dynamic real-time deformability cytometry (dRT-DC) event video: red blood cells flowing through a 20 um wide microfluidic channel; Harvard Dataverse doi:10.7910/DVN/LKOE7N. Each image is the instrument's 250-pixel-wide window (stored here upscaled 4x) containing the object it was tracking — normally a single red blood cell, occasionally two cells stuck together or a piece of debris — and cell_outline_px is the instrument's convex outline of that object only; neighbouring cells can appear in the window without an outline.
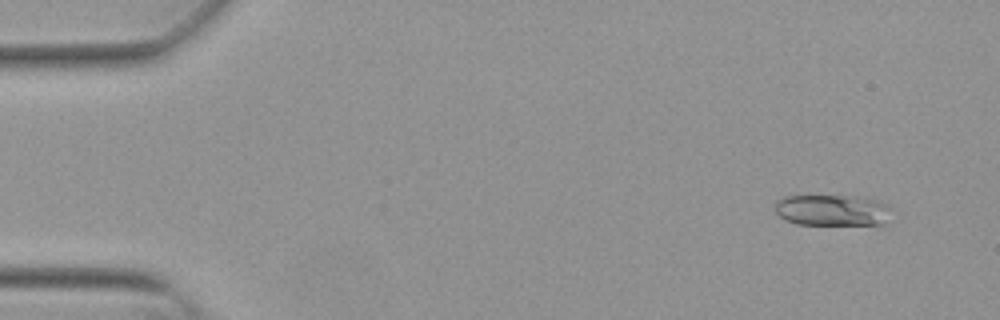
{"species": "Egyptian fruit bat (a non-hibernating species)", "species_latin": "Rousettus aegyptiacus", "temperature_condition": "warm", "stored_images_in_passage": 53, "camera_frame_rate_fps": 3000, "um_per_image_px": 0.085, "animal": {"sex": "female"}, "frame": {"image": 1, "passage_image": 4, "time_ms": 1.0, "image_size_px": [1000, 320], "cell_outline_px": [[892, 208], [884, 224], [796, 224], [784, 220], [776, 212], [776, 200], [784, 196], [864, 196], [876, 200]], "centroid_in_image_um": [70.73, 17.86], "position_along_channel_um": 14.3, "area_um2": 21.15}}
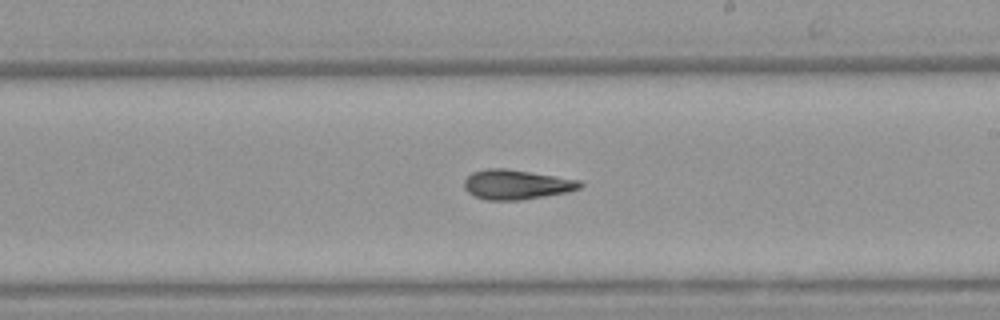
{"frame": {"image": 2, "passage_image": 31, "time_ms": 10.0, "image_size_px": [1000, 320], "cell_outline_px": [[584, 184], [580, 188], [568, 192], [520, 200], [484, 200], [472, 196], [464, 188], [464, 180], [472, 172], [488, 168], [504, 168], [580, 180]], "centroid_in_image_um": [43.87, 15.69], "position_along_channel_um": 245.1, "area_um2": 20.06}}
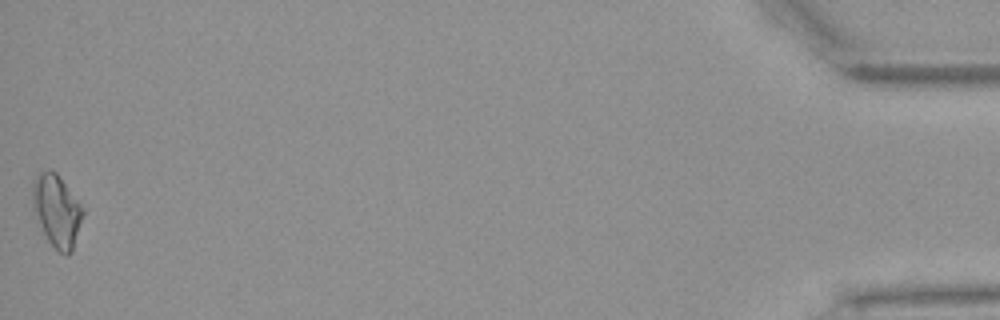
{"frame": {"image": 3, "passage_image": 53, "time_ms": 17.333, "image_size_px": [1000, 320], "cell_outline_px": [[84, 212], [72, 252], [68, 256], [64, 256], [48, 240], [44, 232], [32, 204], [32, 180], [40, 172], [48, 168], [56, 172], [80, 204]], "centroid_in_image_um": [4.82, 17.89], "position_along_channel_um": 430.4, "area_um2": 20.81}, "authors_computed_cell_mechanics": {"area_um2": 19.9988, "velocity_mm_per_s": 3.8363, "shape_relaxation_time_tau1_ms": null, "shape_relaxation_time_tau2_ms": 4.6168, "deformation_change_tau1": null, "deformation_change_tau2": 0.1126}}